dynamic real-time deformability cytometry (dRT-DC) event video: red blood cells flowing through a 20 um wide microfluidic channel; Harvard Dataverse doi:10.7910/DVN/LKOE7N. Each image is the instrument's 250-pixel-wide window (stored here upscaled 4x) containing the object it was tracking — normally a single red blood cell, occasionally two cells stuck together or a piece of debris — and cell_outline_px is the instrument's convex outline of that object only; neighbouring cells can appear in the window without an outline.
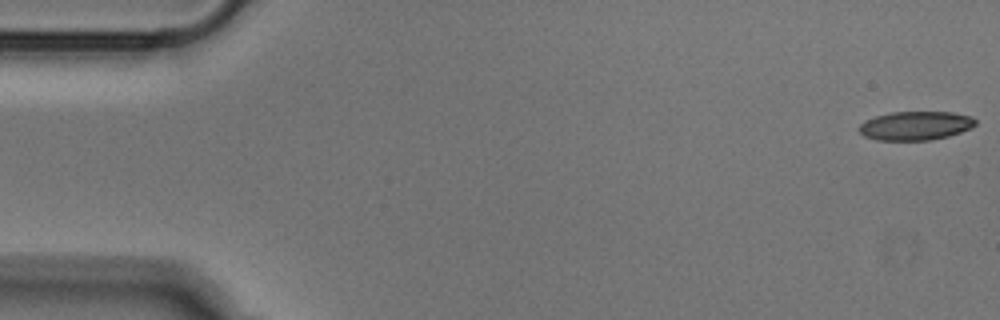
{"species": "Egyptian fruit bat (a non-hibernating species)", "species_latin": "Rousettus aegyptiacus", "temperature_condition": "cold", "stored_images_in_passage": 48, "camera_frame_rate_fps": 3000, "um_per_image_px": 0.085, "animal": {"sex": "male"}, "frame": {"image": 1, "passage_image": 1, "time_ms": 0.0, "image_size_px": [1000, 320], "cell_outline_px": [[976, 124], [972, 128], [948, 136], [928, 140], [876, 140], [864, 136], [856, 128], [860, 124], [876, 116], [892, 112], [952, 112], [972, 116], [976, 120]], "centroid_in_image_um": [77.83, 10.68], "position_along_channel_um": 7.2, "area_um2": 19.54}}
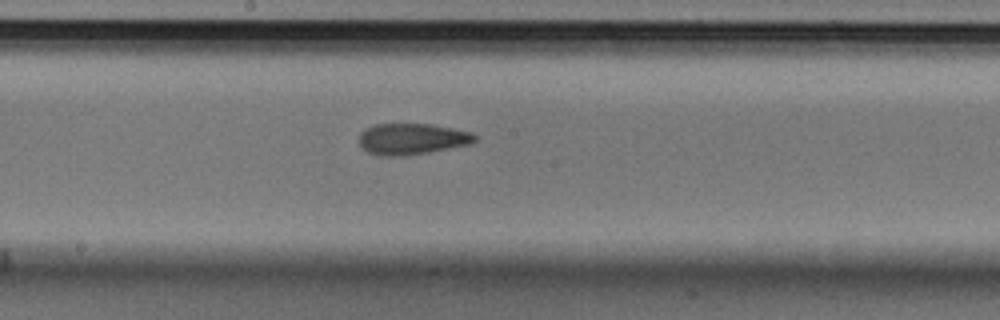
{"frame": {"image": 2, "passage_image": 27, "time_ms": 8.667, "image_size_px": [1000, 320], "cell_outline_px": [[476, 140], [468, 144], [428, 152], [404, 156], [376, 156], [368, 152], [360, 144], [360, 132], [364, 128], [376, 124], [432, 124], [472, 132], [476, 136]], "centroid_in_image_um": [34.98, 11.81], "position_along_channel_um": 213.2, "area_um2": 20.98}}
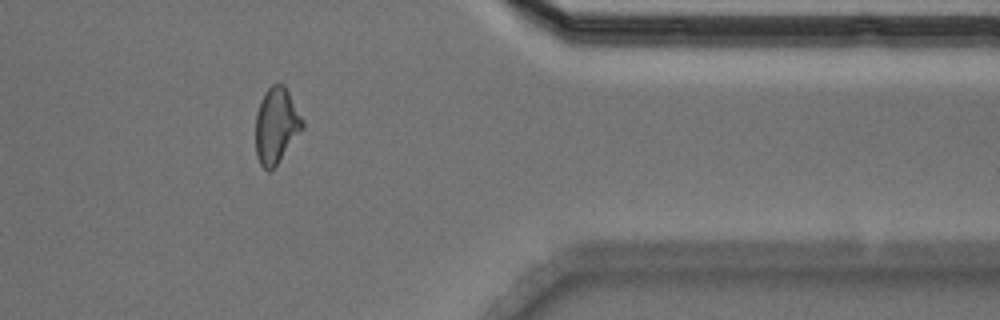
{"frame": {"image": 3, "passage_image": 42, "time_ms": 13.667, "image_size_px": [1000, 320], "cell_outline_px": [[304, 128], [276, 164], [268, 172], [260, 164], [256, 156], [256, 112], [264, 92], [272, 84], [284, 84], [304, 124]], "centroid_in_image_um": [23.46, 10.67], "position_along_channel_um": 387.9, "area_um2": 20.29}}